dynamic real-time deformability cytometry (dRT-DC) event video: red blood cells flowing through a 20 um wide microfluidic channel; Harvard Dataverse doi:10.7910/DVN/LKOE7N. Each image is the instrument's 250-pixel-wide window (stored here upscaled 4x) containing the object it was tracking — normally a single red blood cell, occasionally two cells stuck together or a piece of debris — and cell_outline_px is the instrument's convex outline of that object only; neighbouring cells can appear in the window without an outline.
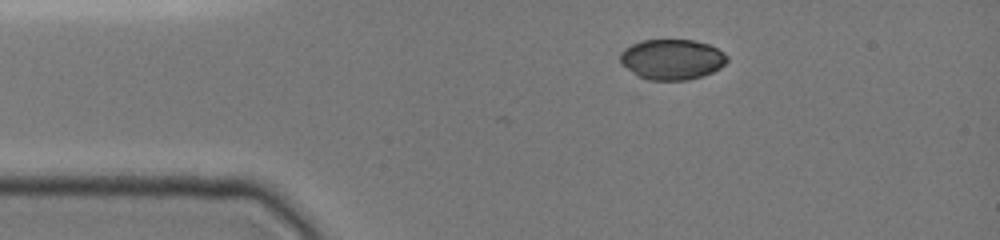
{"species": "common noctule bat (a hibernating species)", "species_latin": "Nyctalus noctula", "temperature_condition": "cold", "stored_images_in_passage": 2, "camera_frame_rate_fps": 3000, "um_per_image_px": 0.085, "animal": {"sex": "female", "body_mass_g": 19.0, "forearm_length_mm": 51.5}, "frame": {"image": 1, "passage_image": 2, "time_ms": 1.0, "image_size_px": [1000, 240], "cell_outline_px": [[728, 60], [720, 68], [712, 72], [688, 80], [648, 80], [636, 76], [620, 64], [620, 52], [624, 48], [632, 44], [644, 40], [692, 40], [708, 44], [724, 52], [728, 56]], "centroid_in_image_um": [57.09, 5.05], "position_along_channel_um": 27.9, "area_um2": 25.32}}